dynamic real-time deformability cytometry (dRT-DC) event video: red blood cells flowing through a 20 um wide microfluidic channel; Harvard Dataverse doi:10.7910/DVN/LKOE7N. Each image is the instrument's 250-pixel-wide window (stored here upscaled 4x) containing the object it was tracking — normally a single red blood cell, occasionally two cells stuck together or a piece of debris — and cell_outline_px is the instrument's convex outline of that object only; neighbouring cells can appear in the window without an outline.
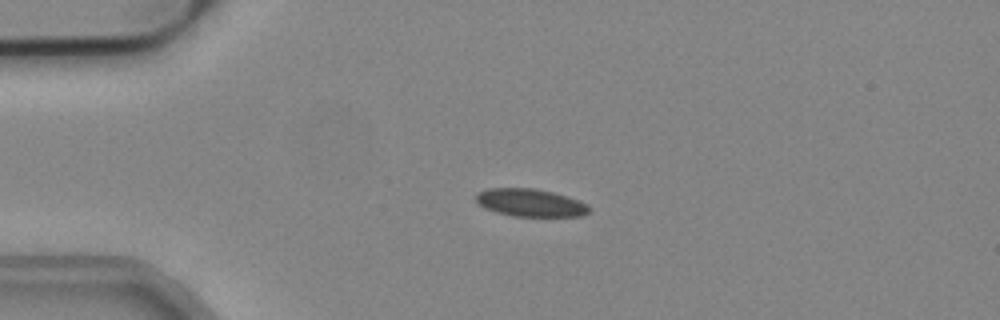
{"species": "common noctule bat (a hibernating species)", "species_latin": "Nyctalus noctula", "temperature_condition": "cold", "stored_images_in_passage": 54, "camera_frame_rate_fps": 3000, "um_per_image_px": 0.085, "animal": {"sex": "male", "body_mass_g": 19.2, "forearm_length_mm": 51.8}, "frame": {"image": 1, "passage_image": 13, "time_ms": 4.0, "image_size_px": [1000, 320], "cell_outline_px": [[592, 208], [588, 212], [580, 216], [512, 216], [496, 212], [484, 208], [476, 204], [476, 192], [488, 188], [532, 188], [552, 192], [580, 200], [588, 204]], "centroid_in_image_um": [45.05, 17.23], "position_along_channel_um": 39.9, "area_um2": 18.44}}
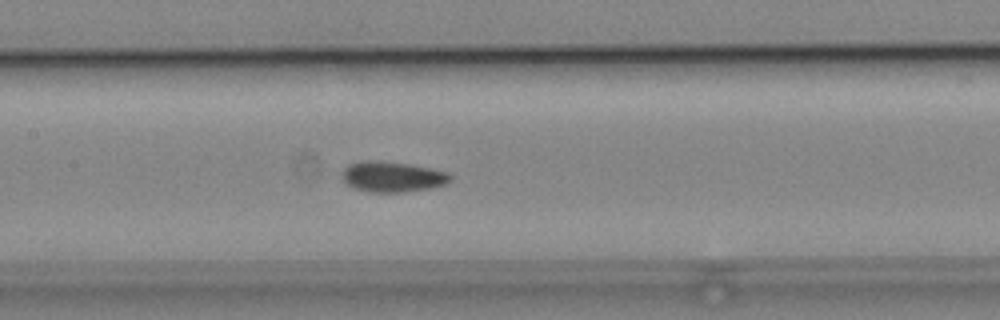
{"frame": {"image": 2, "passage_image": 26, "time_ms": 8.333, "image_size_px": [1000, 320], "cell_outline_px": [[452, 180], [448, 184], [428, 188], [404, 192], [368, 192], [356, 188], [348, 184], [340, 176], [340, 172], [348, 164], [360, 160], [380, 160], [412, 164], [432, 168], [448, 172], [452, 176]], "centroid_in_image_um": [33.35, 15.0], "position_along_channel_um": 174.0, "area_um2": 19.65}}
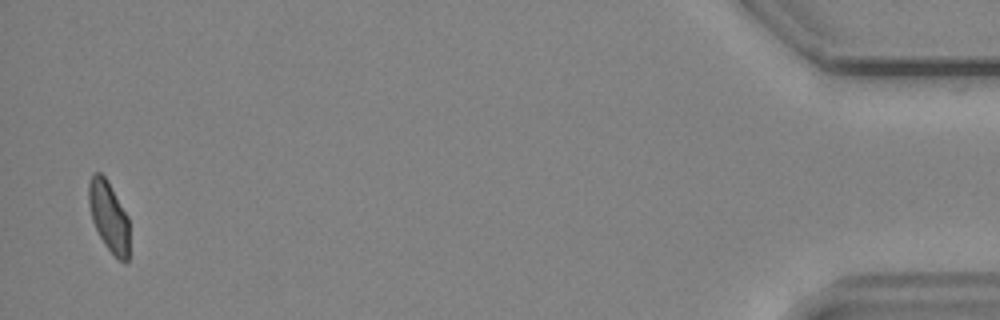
{"frame": {"image": 3, "passage_image": 53, "time_ms": 17.333, "image_size_px": [1000, 320], "cell_outline_px": [[128, 260], [124, 264], [104, 244], [92, 220], [88, 204], [88, 184], [92, 172], [100, 172], [108, 180], [128, 216]], "centroid_in_image_um": [9.23, 18.34], "position_along_channel_um": 426.0, "area_um2": 16.65}, "authors_computed_cell_mechanics": {"area_um2": 18.3804, "velocity_mm_per_s": 3.791, "shape_relaxation_time_tau1_ms": 11.3875, "shape_relaxation_time_tau2_ms": 4.0276, "deformation_change_tau1": 0.149, "deformation_change_tau2": 0.0683}}